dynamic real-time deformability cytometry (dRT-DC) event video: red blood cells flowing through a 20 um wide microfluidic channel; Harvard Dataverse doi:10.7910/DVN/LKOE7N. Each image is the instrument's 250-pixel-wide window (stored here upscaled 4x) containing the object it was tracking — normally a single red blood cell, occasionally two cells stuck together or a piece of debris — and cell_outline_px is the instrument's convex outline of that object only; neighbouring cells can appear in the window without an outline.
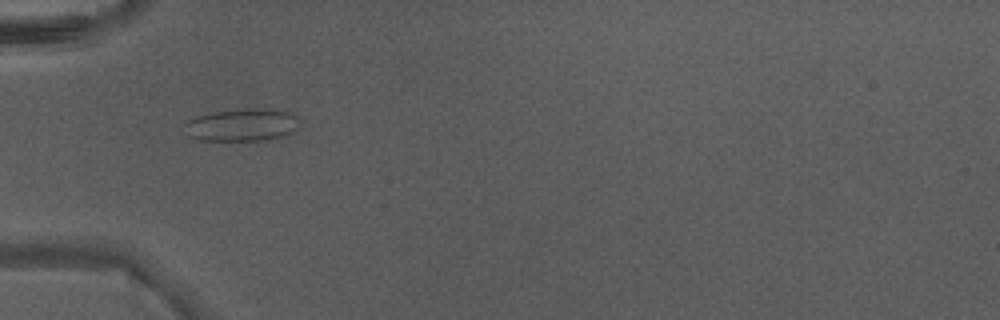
{"species": "Egyptian fruit bat (a non-hibernating species)", "species_latin": "Rousettus aegyptiacus", "temperature_condition": "warm", "stored_images_in_passage": 4, "camera_frame_rate_fps": 3000, "um_per_image_px": 0.085, "animal": {"sex": "male"}, "frame": {"image": 1, "passage_image": 3, "time_ms": 0.667, "image_size_px": [1000, 320], "cell_outline_px": [[300, 128], [288, 136], [260, 140], [200, 140], [188, 136], [184, 124], [188, 120], [196, 116], [212, 112], [256, 108], [272, 108], [288, 112], [296, 116]], "centroid_in_image_um": [20.62, 10.62], "position_along_channel_um": 64.4, "area_um2": 21.96}}
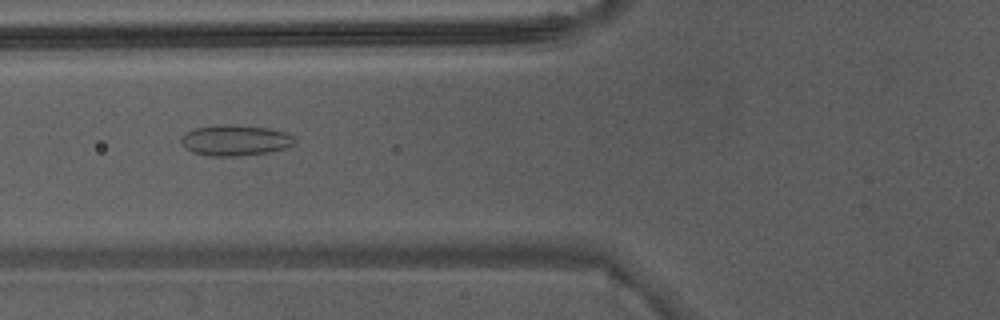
{"frame": {"image": 2, "passage_image": 4, "time_ms": 1.0, "image_size_px": [1000, 320], "cell_outline_px": [[296, 144], [284, 148], [268, 152], [232, 156], [212, 156], [192, 152], [180, 140], [188, 132], [196, 128], [224, 124], [232, 124], [268, 128], [284, 132], [296, 136]], "centroid_in_image_um": [20.06, 11.92], "position_along_channel_um": 105.7, "area_um2": 20.06}}